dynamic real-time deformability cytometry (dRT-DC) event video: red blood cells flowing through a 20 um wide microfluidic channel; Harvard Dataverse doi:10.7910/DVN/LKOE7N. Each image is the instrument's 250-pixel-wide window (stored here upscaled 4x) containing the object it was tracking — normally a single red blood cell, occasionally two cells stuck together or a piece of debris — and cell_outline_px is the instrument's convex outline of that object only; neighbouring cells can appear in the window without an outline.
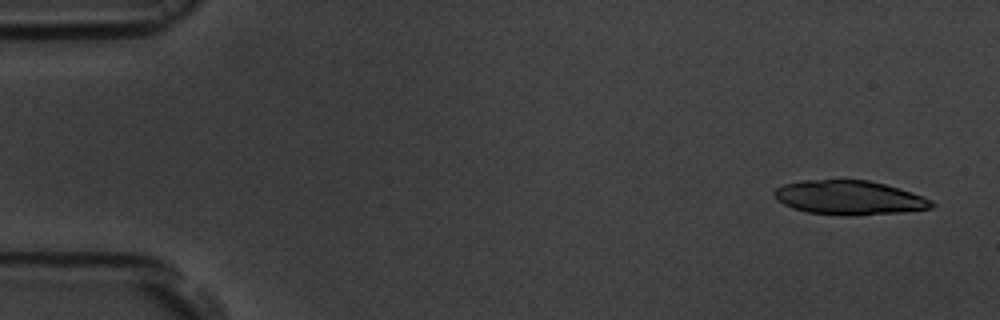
{"species": "common noctule bat (a hibernating species)", "species_latin": "Nyctalus noctula", "temperature_condition": "room temperature", "stored_images_in_passage": 4, "camera_frame_rate_fps": 3000, "um_per_image_px": 0.085, "animal": {"sex": "male", "body_mass_g": 19.5, "forearm_length_mm": 54.6}, "frame": {"image": 1, "passage_image": 1, "time_ms": 0.0, "image_size_px": [1000, 320], "cell_outline_px": [[936, 204], [932, 208], [900, 212], [856, 216], [840, 216], [808, 212], [792, 208], [776, 200], [772, 192], [776, 188], [784, 184], [804, 180], [868, 180], [884, 184], [932, 200]], "centroid_in_image_um": [72.13, 16.81], "position_along_channel_um": 12.9, "area_um2": 31.27}}